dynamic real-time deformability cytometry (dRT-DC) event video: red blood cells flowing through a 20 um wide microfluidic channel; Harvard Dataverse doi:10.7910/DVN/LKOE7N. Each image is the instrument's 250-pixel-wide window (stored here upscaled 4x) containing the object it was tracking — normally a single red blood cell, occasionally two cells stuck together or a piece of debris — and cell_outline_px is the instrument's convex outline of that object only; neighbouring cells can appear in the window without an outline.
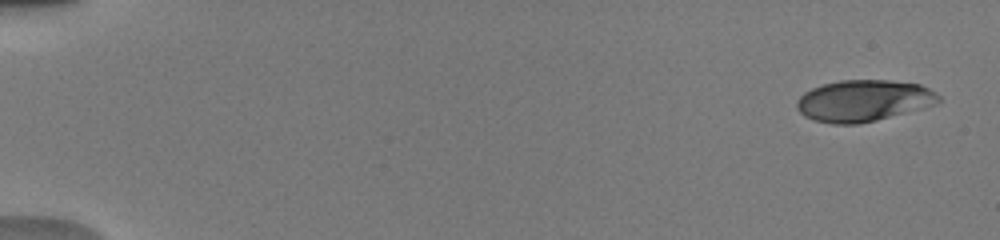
{"species": "human", "species_latin": "Homo sapiens", "temperature_condition": "warm", "stored_images_in_passage": 7, "camera_frame_rate_fps": 3000, "um_per_image_px": 0.085, "donor": {"sex": "male"}, "frame": {"image": 1, "passage_image": 1, "time_ms": 0.0, "image_size_px": [1000, 240], "cell_outline_px": [[940, 100], [936, 104], [876, 120], [856, 124], [832, 124], [812, 120], [804, 116], [796, 108], [796, 100], [804, 92], [812, 88], [824, 84], [840, 80], [888, 80], [920, 84], [936, 92], [940, 96]], "centroid_in_image_um": [73.37, 8.56], "position_along_channel_um": 11.6, "area_um2": 34.28}}
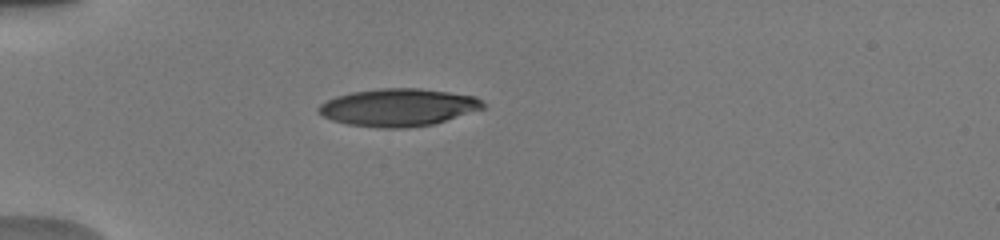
{"frame": {"image": 2, "passage_image": 6, "time_ms": 4.667, "image_size_px": [1000, 240], "cell_outline_px": [[484, 108], [432, 124], [408, 128], [384, 128], [348, 124], [332, 120], [316, 112], [316, 108], [320, 104], [336, 96], [352, 92], [380, 88], [420, 88], [476, 96], [484, 104]], "centroid_in_image_um": [33.82, 9.12], "position_along_channel_um": 51.2, "area_um2": 35.78}}